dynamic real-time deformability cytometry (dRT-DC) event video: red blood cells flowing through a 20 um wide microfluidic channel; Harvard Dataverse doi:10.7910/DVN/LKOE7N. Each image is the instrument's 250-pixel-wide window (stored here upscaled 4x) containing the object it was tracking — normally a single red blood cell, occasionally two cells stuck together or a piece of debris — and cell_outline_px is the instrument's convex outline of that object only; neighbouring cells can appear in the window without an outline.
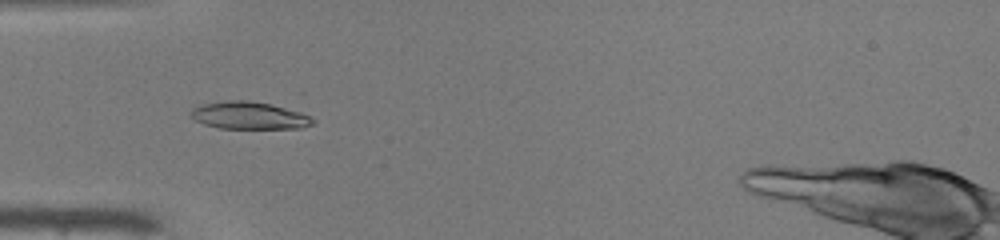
{"species": "common noctule bat (a hibernating species)", "species_latin": "Nyctalus noctula", "temperature_condition": "warm", "stored_images_in_passage": 46, "camera_frame_rate_fps": 3000, "um_per_image_px": 0.085, "animal": {"sex": "male", "body_mass_g": 19.0, "forearm_length_mm": 50.8}, "frame": {"image": 1, "passage_image": 12, "time_ms": 3.667, "image_size_px": [1000, 240], "cell_outline_px": [[316, 120], [312, 124], [304, 128], [220, 128], [204, 124], [196, 120], [192, 116], [192, 108], [200, 104], [228, 100], [248, 100], [272, 104], [300, 112]], "centroid_in_image_um": [21.19, 9.81], "position_along_channel_um": 63.8, "area_um2": 19.36}}
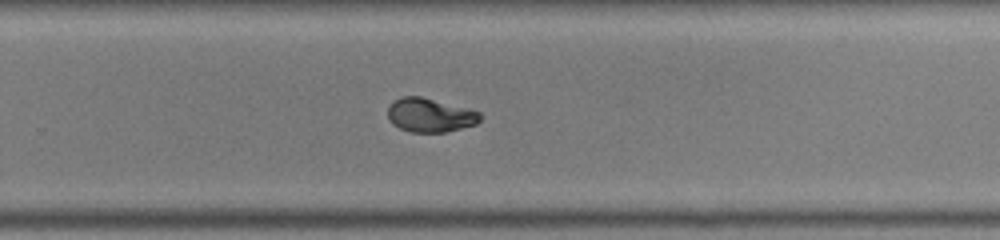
{"frame": {"image": 2, "passage_image": 29, "time_ms": 9.333, "image_size_px": [1000, 240], "cell_outline_px": [[480, 120], [476, 124], [444, 132], [412, 132], [400, 128], [392, 124], [388, 120], [388, 104], [404, 96], [420, 96], [468, 108], [480, 112]], "centroid_in_image_um": [36.52, 9.78], "position_along_channel_um": 293.3, "area_um2": 18.15}}
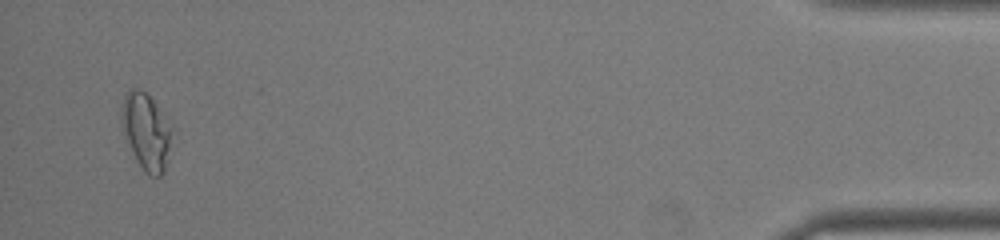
{"frame": {"image": 3, "passage_image": 44, "time_ms": 14.333, "image_size_px": [1000, 240], "cell_outline_px": [[172, 128], [164, 172], [160, 176], [148, 176], [136, 160], [124, 132], [120, 120], [120, 108], [124, 96], [132, 88], [136, 88], [144, 92], [152, 100]], "centroid_in_image_um": [12.39, 11.17], "position_along_channel_um": 422.8, "area_um2": 21.79}}